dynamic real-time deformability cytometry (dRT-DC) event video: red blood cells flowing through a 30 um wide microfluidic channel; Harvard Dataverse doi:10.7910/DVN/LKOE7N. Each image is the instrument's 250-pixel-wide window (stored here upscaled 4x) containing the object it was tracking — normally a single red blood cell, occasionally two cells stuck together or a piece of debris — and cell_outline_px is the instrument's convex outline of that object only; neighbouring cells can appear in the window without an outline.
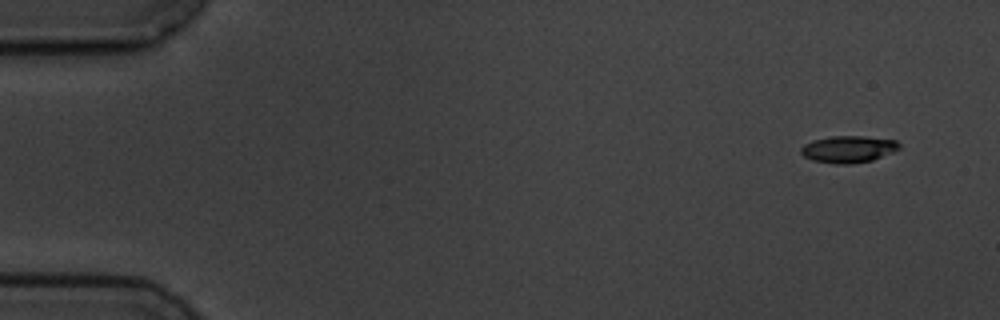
{"species": "common noctule bat (a hibernating species)", "species_latin": "Nyctalus noctula", "temperature_condition": "cold", "stored_images_in_passage": 6, "camera_frame_rate_fps": 3000, "um_per_image_px": 0.085, "animal": {"sex": "male", "body_mass_g": 19.5, "forearm_length_mm": 54.6}, "frame": {"image": 1, "passage_image": 6, "time_ms": 6.333, "image_size_px": [1000, 320], "cell_outline_px": [[900, 148], [892, 152], [872, 160], [848, 164], [836, 164], [812, 160], [804, 156], [800, 152], [800, 148], [804, 144], [812, 140], [832, 136], [864, 136], [896, 140], [900, 144]], "centroid_in_image_um": [72.09, 12.67], "position_along_channel_um": 12.9, "area_um2": 15.37}}